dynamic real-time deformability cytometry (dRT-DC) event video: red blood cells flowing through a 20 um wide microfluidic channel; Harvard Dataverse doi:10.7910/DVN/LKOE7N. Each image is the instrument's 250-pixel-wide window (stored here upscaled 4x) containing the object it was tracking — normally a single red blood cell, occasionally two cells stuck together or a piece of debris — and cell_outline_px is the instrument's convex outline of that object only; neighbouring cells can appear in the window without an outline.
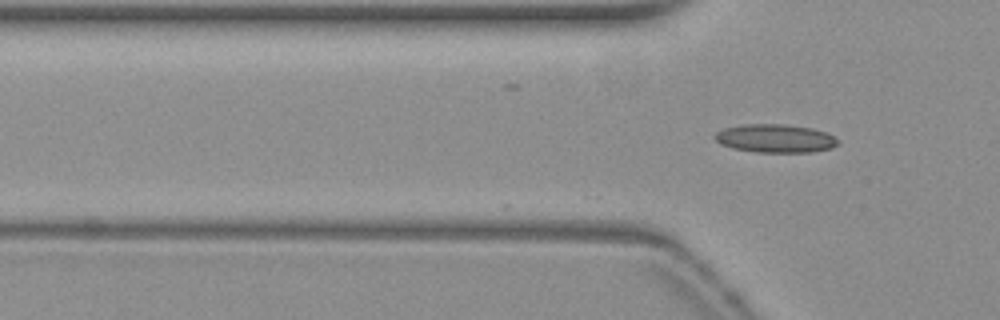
{"species": "common noctule bat (a hibernating species)", "species_latin": "Nyctalus noctula", "temperature_condition": "warm", "stored_images_in_passage": 2, "camera_frame_rate_fps": 3000, "um_per_image_px": 0.085, "animal": {"sex": "female", "body_mass_g": 19.3, "forearm_length_mm": 54.1}, "frame": {"image": 1, "passage_image": 2, "time_ms": 0.333, "image_size_px": [1000, 320], "cell_outline_px": [[840, 144], [832, 148], [812, 152], [756, 152], [732, 148], [720, 144], [712, 136], [716, 132], [724, 128], [740, 124], [784, 124], [812, 128], [824, 132], [840, 140]], "centroid_in_image_um": [65.89, 11.76], "position_along_channel_um": 59.9, "area_um2": 20.52}}